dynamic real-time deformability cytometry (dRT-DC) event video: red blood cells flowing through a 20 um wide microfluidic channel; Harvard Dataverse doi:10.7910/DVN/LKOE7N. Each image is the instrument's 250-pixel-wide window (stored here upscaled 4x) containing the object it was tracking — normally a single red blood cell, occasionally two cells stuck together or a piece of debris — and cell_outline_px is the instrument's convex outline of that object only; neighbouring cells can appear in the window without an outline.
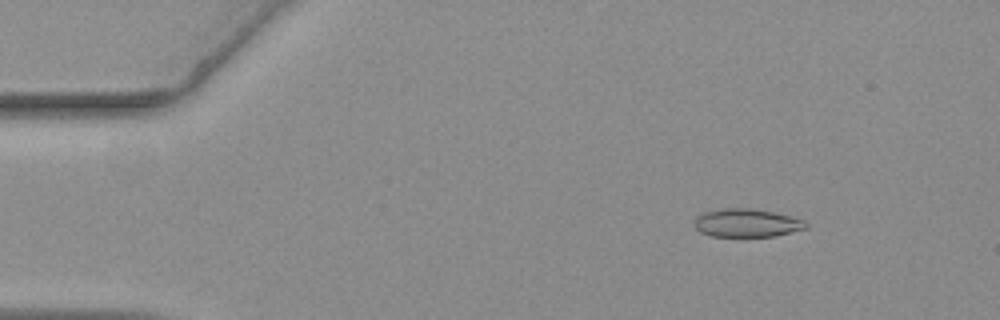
{"species": "common noctule bat (a hibernating species)", "species_latin": "Nyctalus noctula", "temperature_condition": "warm", "stored_images_in_passage": 56, "camera_frame_rate_fps": 3000, "um_per_image_px": 0.085, "animal": {"sex": "female", "body_mass_g": 19.3, "forearm_length_mm": 54.1}, "frame": {"image": 1, "passage_image": 7, "time_ms": 2.0, "image_size_px": [1000, 320], "cell_outline_px": [[808, 228], [776, 236], [712, 236], [700, 232], [692, 224], [696, 216], [704, 212], [724, 208], [748, 208], [772, 212], [804, 220], [808, 224]], "centroid_in_image_um": [63.45, 18.95], "position_along_channel_um": 21.6, "area_um2": 18.32}}
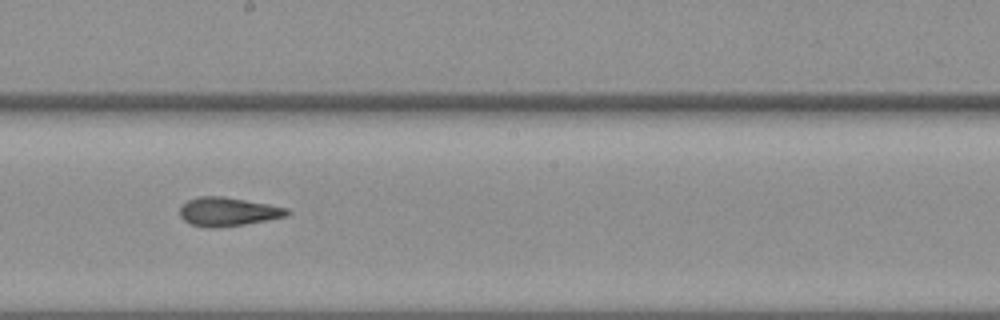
{"frame": {"image": 2, "passage_image": 31, "time_ms": 10.0, "image_size_px": [1000, 320], "cell_outline_px": [[292, 212], [288, 216], [268, 220], [220, 228], [208, 228], [192, 224], [184, 220], [180, 216], [180, 208], [188, 200], [200, 196], [220, 196], [268, 204], [288, 208]], "centroid_in_image_um": [19.4, 18.01], "position_along_channel_um": 228.8, "area_um2": 17.92}}
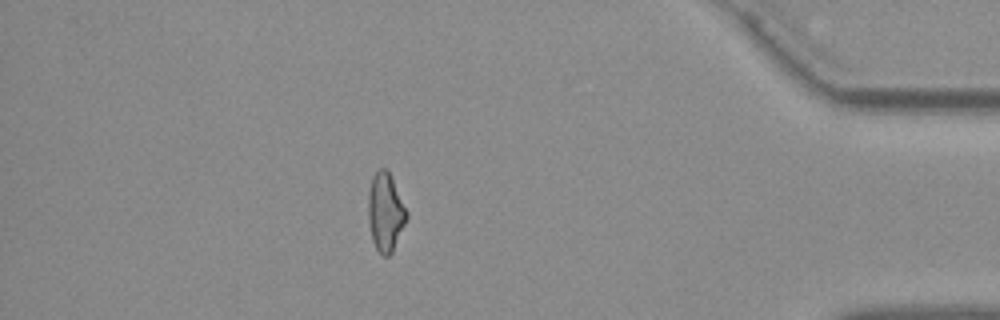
{"frame": {"image": 3, "passage_image": 49, "time_ms": 16.0, "image_size_px": [1000, 320], "cell_outline_px": [[408, 220], [392, 252], [388, 256], [384, 256], [376, 248], [372, 240], [368, 220], [368, 192], [372, 176], [380, 168], [388, 168], [408, 212]], "centroid_in_image_um": [32.78, 18.01], "position_along_channel_um": 402.4, "area_um2": 17.86}, "authors_computed_cell_mechanics": {"area_um2": 18.1781, "velocity_mm_per_s": 3.644, "shape_relaxation_time_tau1_ms": null, "shape_relaxation_time_tau2_ms": 2.2564, "deformation_change_tau1": null, "deformation_change_tau2": 0.0851}}